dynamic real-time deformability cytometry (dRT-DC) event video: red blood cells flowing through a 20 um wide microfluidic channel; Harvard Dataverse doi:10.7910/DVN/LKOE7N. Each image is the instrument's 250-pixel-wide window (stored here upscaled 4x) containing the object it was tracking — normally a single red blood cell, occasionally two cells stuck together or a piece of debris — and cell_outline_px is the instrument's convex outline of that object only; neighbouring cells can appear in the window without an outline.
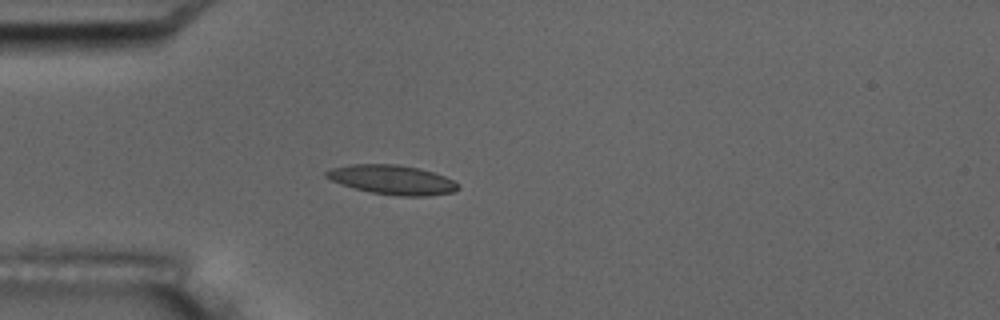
{"species": "common noctule bat (a hibernating species)", "species_latin": "Nyctalus noctula", "temperature_condition": "room temperature", "stored_images_in_passage": 4, "camera_frame_rate_fps": 3000, "um_per_image_px": 0.085, "animal": {"sex": "male", "body_mass_g": 17.5, "forearm_length_mm": 52.3}, "frame": {"image": 1, "passage_image": 4, "time_ms": 5.0, "image_size_px": [1000, 320], "cell_outline_px": [[460, 188], [452, 192], [428, 196], [400, 196], [372, 192], [340, 184], [324, 176], [324, 172], [332, 168], [348, 164], [396, 164], [416, 168], [432, 172], [444, 176], [460, 184]], "centroid_in_image_um": [33.33, 15.28], "position_along_channel_um": 51.7, "area_um2": 22.37}}